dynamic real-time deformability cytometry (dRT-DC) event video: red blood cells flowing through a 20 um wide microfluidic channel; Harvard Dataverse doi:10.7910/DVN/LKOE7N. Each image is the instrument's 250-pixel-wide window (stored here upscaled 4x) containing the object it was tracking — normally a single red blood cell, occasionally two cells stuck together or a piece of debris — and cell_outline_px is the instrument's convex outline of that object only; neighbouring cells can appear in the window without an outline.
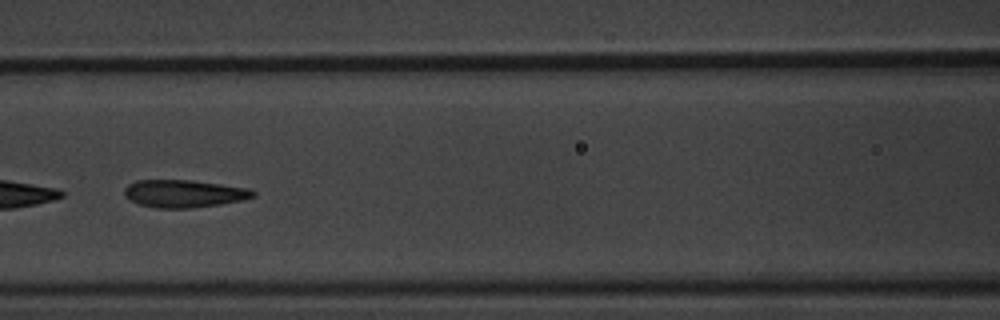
{"species": "common noctule bat (a hibernating species)", "species_latin": "Nyctalus noctula", "temperature_condition": "warm", "stored_images_in_passage": 21, "camera_frame_rate_fps": 3000, "um_per_image_px": 0.085, "animal": {"sex": "male", "body_mass_g": 20.1, "forearm_length_mm": 53.5}, "frame": {"image": 1, "passage_image": 12, "time_ms": 3.667, "image_size_px": [1000, 320], "cell_outline_px": [[256, 196], [244, 200], [220, 204], [192, 208], [156, 208], [140, 204], [132, 200], [124, 192], [124, 188], [128, 184], [136, 180], [192, 180], [248, 188], [256, 192]], "centroid_in_image_um": [15.68, 16.45], "position_along_channel_um": 150.9, "area_um2": 20.63}}